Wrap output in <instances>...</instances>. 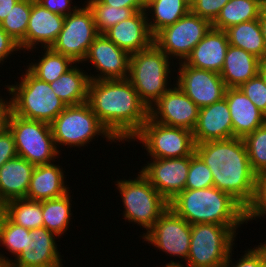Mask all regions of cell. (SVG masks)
Segmentation results:
<instances>
[{"mask_svg": "<svg viewBox=\"0 0 266 267\" xmlns=\"http://www.w3.org/2000/svg\"><path fill=\"white\" fill-rule=\"evenodd\" d=\"M87 103L119 142L131 141L149 117V109L127 78L90 80Z\"/></svg>", "mask_w": 266, "mask_h": 267, "instance_id": "obj_1", "label": "cell"}, {"mask_svg": "<svg viewBox=\"0 0 266 267\" xmlns=\"http://www.w3.org/2000/svg\"><path fill=\"white\" fill-rule=\"evenodd\" d=\"M195 152L211 170L214 186L229 193L246 210L255 202L258 176L252 171L241 138L195 144Z\"/></svg>", "mask_w": 266, "mask_h": 267, "instance_id": "obj_2", "label": "cell"}, {"mask_svg": "<svg viewBox=\"0 0 266 267\" xmlns=\"http://www.w3.org/2000/svg\"><path fill=\"white\" fill-rule=\"evenodd\" d=\"M169 207L190 225L210 223L240 227L248 223L247 210L229 193L215 186L185 189L169 202Z\"/></svg>", "mask_w": 266, "mask_h": 267, "instance_id": "obj_3", "label": "cell"}, {"mask_svg": "<svg viewBox=\"0 0 266 267\" xmlns=\"http://www.w3.org/2000/svg\"><path fill=\"white\" fill-rule=\"evenodd\" d=\"M16 85L7 86L12 103V113L26 119L51 123L66 107L50 87L28 69Z\"/></svg>", "mask_w": 266, "mask_h": 267, "instance_id": "obj_4", "label": "cell"}, {"mask_svg": "<svg viewBox=\"0 0 266 267\" xmlns=\"http://www.w3.org/2000/svg\"><path fill=\"white\" fill-rule=\"evenodd\" d=\"M169 61L166 53L154 43L149 48L130 56L127 79L148 109L170 89L168 76L171 74V62Z\"/></svg>", "mask_w": 266, "mask_h": 267, "instance_id": "obj_5", "label": "cell"}, {"mask_svg": "<svg viewBox=\"0 0 266 267\" xmlns=\"http://www.w3.org/2000/svg\"><path fill=\"white\" fill-rule=\"evenodd\" d=\"M137 176L134 180H118L116 186L125 208L124 219L148 232L168 209L169 202L140 172Z\"/></svg>", "mask_w": 266, "mask_h": 267, "instance_id": "obj_6", "label": "cell"}, {"mask_svg": "<svg viewBox=\"0 0 266 267\" xmlns=\"http://www.w3.org/2000/svg\"><path fill=\"white\" fill-rule=\"evenodd\" d=\"M237 228L210 223L192 224L186 264L194 267H223L233 250Z\"/></svg>", "mask_w": 266, "mask_h": 267, "instance_id": "obj_7", "label": "cell"}, {"mask_svg": "<svg viewBox=\"0 0 266 267\" xmlns=\"http://www.w3.org/2000/svg\"><path fill=\"white\" fill-rule=\"evenodd\" d=\"M56 148L59 145L84 147L95 136L103 135L108 141L116 142L86 102L67 106L51 123ZM58 146V147H57Z\"/></svg>", "mask_w": 266, "mask_h": 267, "instance_id": "obj_8", "label": "cell"}, {"mask_svg": "<svg viewBox=\"0 0 266 267\" xmlns=\"http://www.w3.org/2000/svg\"><path fill=\"white\" fill-rule=\"evenodd\" d=\"M9 130L14 137L17 155L34 165L51 164L60 153L54 142L51 125L47 122L26 119L12 113Z\"/></svg>", "mask_w": 266, "mask_h": 267, "instance_id": "obj_9", "label": "cell"}, {"mask_svg": "<svg viewBox=\"0 0 266 267\" xmlns=\"http://www.w3.org/2000/svg\"><path fill=\"white\" fill-rule=\"evenodd\" d=\"M138 139L151 158H180L190 156L195 151L191 130L168 126L148 117L131 141Z\"/></svg>", "mask_w": 266, "mask_h": 267, "instance_id": "obj_10", "label": "cell"}, {"mask_svg": "<svg viewBox=\"0 0 266 267\" xmlns=\"http://www.w3.org/2000/svg\"><path fill=\"white\" fill-rule=\"evenodd\" d=\"M211 27L212 24L208 20L189 11L174 24L158 31L153 37V43L165 52L170 60L173 57L184 62Z\"/></svg>", "mask_w": 266, "mask_h": 267, "instance_id": "obj_11", "label": "cell"}, {"mask_svg": "<svg viewBox=\"0 0 266 267\" xmlns=\"http://www.w3.org/2000/svg\"><path fill=\"white\" fill-rule=\"evenodd\" d=\"M98 35L93 14L85 5L65 16L63 28L51 48L75 63H83L90 45Z\"/></svg>", "mask_w": 266, "mask_h": 267, "instance_id": "obj_12", "label": "cell"}, {"mask_svg": "<svg viewBox=\"0 0 266 267\" xmlns=\"http://www.w3.org/2000/svg\"><path fill=\"white\" fill-rule=\"evenodd\" d=\"M158 250L187 260L191 240V225L170 207L160 216L152 228L141 236Z\"/></svg>", "mask_w": 266, "mask_h": 267, "instance_id": "obj_13", "label": "cell"}, {"mask_svg": "<svg viewBox=\"0 0 266 267\" xmlns=\"http://www.w3.org/2000/svg\"><path fill=\"white\" fill-rule=\"evenodd\" d=\"M176 85L199 107L224 98L226 86L220 73L194 68L179 62Z\"/></svg>", "mask_w": 266, "mask_h": 267, "instance_id": "obj_14", "label": "cell"}, {"mask_svg": "<svg viewBox=\"0 0 266 267\" xmlns=\"http://www.w3.org/2000/svg\"><path fill=\"white\" fill-rule=\"evenodd\" d=\"M140 173L168 201L185 190L189 172L190 156L180 158H152Z\"/></svg>", "mask_w": 266, "mask_h": 267, "instance_id": "obj_15", "label": "cell"}, {"mask_svg": "<svg viewBox=\"0 0 266 267\" xmlns=\"http://www.w3.org/2000/svg\"><path fill=\"white\" fill-rule=\"evenodd\" d=\"M200 108L175 84L150 108L149 117L168 126L194 130Z\"/></svg>", "mask_w": 266, "mask_h": 267, "instance_id": "obj_16", "label": "cell"}, {"mask_svg": "<svg viewBox=\"0 0 266 267\" xmlns=\"http://www.w3.org/2000/svg\"><path fill=\"white\" fill-rule=\"evenodd\" d=\"M55 236L58 237L45 227L30 230L28 244L15 260L0 254V263L10 264L11 267H62Z\"/></svg>", "mask_w": 266, "mask_h": 267, "instance_id": "obj_17", "label": "cell"}, {"mask_svg": "<svg viewBox=\"0 0 266 267\" xmlns=\"http://www.w3.org/2000/svg\"><path fill=\"white\" fill-rule=\"evenodd\" d=\"M130 54L117 47L104 34H99L90 45L84 61L89 60L98 70L90 80L126 79L129 74Z\"/></svg>", "mask_w": 266, "mask_h": 267, "instance_id": "obj_18", "label": "cell"}, {"mask_svg": "<svg viewBox=\"0 0 266 267\" xmlns=\"http://www.w3.org/2000/svg\"><path fill=\"white\" fill-rule=\"evenodd\" d=\"M148 16L145 10L137 11L103 34L130 55L145 50L153 44L154 37L148 27Z\"/></svg>", "mask_w": 266, "mask_h": 267, "instance_id": "obj_19", "label": "cell"}, {"mask_svg": "<svg viewBox=\"0 0 266 267\" xmlns=\"http://www.w3.org/2000/svg\"><path fill=\"white\" fill-rule=\"evenodd\" d=\"M195 144L233 138V125L225 98L200 108L197 124L192 131Z\"/></svg>", "mask_w": 266, "mask_h": 267, "instance_id": "obj_20", "label": "cell"}, {"mask_svg": "<svg viewBox=\"0 0 266 267\" xmlns=\"http://www.w3.org/2000/svg\"><path fill=\"white\" fill-rule=\"evenodd\" d=\"M65 16L55 14L32 0L31 14L25 35V50H33L39 43L50 48L63 28ZM34 46V47H33Z\"/></svg>", "mask_w": 266, "mask_h": 267, "instance_id": "obj_21", "label": "cell"}, {"mask_svg": "<svg viewBox=\"0 0 266 267\" xmlns=\"http://www.w3.org/2000/svg\"><path fill=\"white\" fill-rule=\"evenodd\" d=\"M224 98L232 119L233 137L244 139L266 123V116L240 88H226Z\"/></svg>", "mask_w": 266, "mask_h": 267, "instance_id": "obj_22", "label": "cell"}, {"mask_svg": "<svg viewBox=\"0 0 266 267\" xmlns=\"http://www.w3.org/2000/svg\"><path fill=\"white\" fill-rule=\"evenodd\" d=\"M229 45L226 32L211 27L184 63L194 68L220 73Z\"/></svg>", "mask_w": 266, "mask_h": 267, "instance_id": "obj_23", "label": "cell"}, {"mask_svg": "<svg viewBox=\"0 0 266 267\" xmlns=\"http://www.w3.org/2000/svg\"><path fill=\"white\" fill-rule=\"evenodd\" d=\"M35 165L22 157L8 160L0 167V204L26 198Z\"/></svg>", "mask_w": 266, "mask_h": 267, "instance_id": "obj_24", "label": "cell"}, {"mask_svg": "<svg viewBox=\"0 0 266 267\" xmlns=\"http://www.w3.org/2000/svg\"><path fill=\"white\" fill-rule=\"evenodd\" d=\"M59 164L35 165L26 198L44 201L64 196L69 192L64 172Z\"/></svg>", "mask_w": 266, "mask_h": 267, "instance_id": "obj_25", "label": "cell"}, {"mask_svg": "<svg viewBox=\"0 0 266 267\" xmlns=\"http://www.w3.org/2000/svg\"><path fill=\"white\" fill-rule=\"evenodd\" d=\"M261 60L244 49L229 45L220 76L227 88H239L258 75Z\"/></svg>", "mask_w": 266, "mask_h": 267, "instance_id": "obj_26", "label": "cell"}, {"mask_svg": "<svg viewBox=\"0 0 266 267\" xmlns=\"http://www.w3.org/2000/svg\"><path fill=\"white\" fill-rule=\"evenodd\" d=\"M76 65L50 83L54 93L69 105H79L87 102L90 78L88 73Z\"/></svg>", "mask_w": 266, "mask_h": 267, "instance_id": "obj_27", "label": "cell"}, {"mask_svg": "<svg viewBox=\"0 0 266 267\" xmlns=\"http://www.w3.org/2000/svg\"><path fill=\"white\" fill-rule=\"evenodd\" d=\"M230 45L266 60V46L259 19L242 22L225 30Z\"/></svg>", "mask_w": 266, "mask_h": 267, "instance_id": "obj_28", "label": "cell"}, {"mask_svg": "<svg viewBox=\"0 0 266 267\" xmlns=\"http://www.w3.org/2000/svg\"><path fill=\"white\" fill-rule=\"evenodd\" d=\"M266 4L262 0H230L212 23V28L225 31L231 26L259 19Z\"/></svg>", "mask_w": 266, "mask_h": 267, "instance_id": "obj_29", "label": "cell"}, {"mask_svg": "<svg viewBox=\"0 0 266 267\" xmlns=\"http://www.w3.org/2000/svg\"><path fill=\"white\" fill-rule=\"evenodd\" d=\"M148 11L152 13L150 17L153 18H147L148 27L154 36L164 27L174 24L185 16L190 11V2L188 0H155L145 8V12L148 13Z\"/></svg>", "mask_w": 266, "mask_h": 267, "instance_id": "obj_30", "label": "cell"}, {"mask_svg": "<svg viewBox=\"0 0 266 267\" xmlns=\"http://www.w3.org/2000/svg\"><path fill=\"white\" fill-rule=\"evenodd\" d=\"M4 214L13 222L26 229L43 227L42 201L17 198L5 202Z\"/></svg>", "mask_w": 266, "mask_h": 267, "instance_id": "obj_31", "label": "cell"}, {"mask_svg": "<svg viewBox=\"0 0 266 267\" xmlns=\"http://www.w3.org/2000/svg\"><path fill=\"white\" fill-rule=\"evenodd\" d=\"M71 196L66 193L59 198L42 201L43 227L58 237L69 228L71 213Z\"/></svg>", "mask_w": 266, "mask_h": 267, "instance_id": "obj_32", "label": "cell"}, {"mask_svg": "<svg viewBox=\"0 0 266 267\" xmlns=\"http://www.w3.org/2000/svg\"><path fill=\"white\" fill-rule=\"evenodd\" d=\"M45 53L37 62L27 68L39 80L52 83L76 64L71 58L55 52L51 47L44 48ZM73 64V65H72Z\"/></svg>", "mask_w": 266, "mask_h": 267, "instance_id": "obj_33", "label": "cell"}, {"mask_svg": "<svg viewBox=\"0 0 266 267\" xmlns=\"http://www.w3.org/2000/svg\"><path fill=\"white\" fill-rule=\"evenodd\" d=\"M32 0H19L7 14L0 26L11 36L20 49L25 50V35L31 14Z\"/></svg>", "mask_w": 266, "mask_h": 267, "instance_id": "obj_34", "label": "cell"}, {"mask_svg": "<svg viewBox=\"0 0 266 267\" xmlns=\"http://www.w3.org/2000/svg\"><path fill=\"white\" fill-rule=\"evenodd\" d=\"M85 3L93 14L96 30L99 34H103L110 27L129 18L135 13L132 8L112 7L103 4L100 0H87Z\"/></svg>", "mask_w": 266, "mask_h": 267, "instance_id": "obj_35", "label": "cell"}, {"mask_svg": "<svg viewBox=\"0 0 266 267\" xmlns=\"http://www.w3.org/2000/svg\"><path fill=\"white\" fill-rule=\"evenodd\" d=\"M30 230L13 223L5 214L0 221V245L16 258L28 244Z\"/></svg>", "mask_w": 266, "mask_h": 267, "instance_id": "obj_36", "label": "cell"}, {"mask_svg": "<svg viewBox=\"0 0 266 267\" xmlns=\"http://www.w3.org/2000/svg\"><path fill=\"white\" fill-rule=\"evenodd\" d=\"M252 171L259 176L266 172V123L244 139Z\"/></svg>", "mask_w": 266, "mask_h": 267, "instance_id": "obj_37", "label": "cell"}, {"mask_svg": "<svg viewBox=\"0 0 266 267\" xmlns=\"http://www.w3.org/2000/svg\"><path fill=\"white\" fill-rule=\"evenodd\" d=\"M214 186L213 175L201 157L194 151L191 154L185 189H203Z\"/></svg>", "mask_w": 266, "mask_h": 267, "instance_id": "obj_38", "label": "cell"}, {"mask_svg": "<svg viewBox=\"0 0 266 267\" xmlns=\"http://www.w3.org/2000/svg\"><path fill=\"white\" fill-rule=\"evenodd\" d=\"M239 88L266 116V85L260 75L251 78Z\"/></svg>", "mask_w": 266, "mask_h": 267, "instance_id": "obj_39", "label": "cell"}, {"mask_svg": "<svg viewBox=\"0 0 266 267\" xmlns=\"http://www.w3.org/2000/svg\"><path fill=\"white\" fill-rule=\"evenodd\" d=\"M231 257L232 250L223 267H266V241L253 249L248 248V251H245L244 255L241 256L242 258H239L235 265L232 264L233 262Z\"/></svg>", "mask_w": 266, "mask_h": 267, "instance_id": "obj_40", "label": "cell"}, {"mask_svg": "<svg viewBox=\"0 0 266 267\" xmlns=\"http://www.w3.org/2000/svg\"><path fill=\"white\" fill-rule=\"evenodd\" d=\"M230 0H193L190 2V11L211 24L219 15L223 6Z\"/></svg>", "mask_w": 266, "mask_h": 267, "instance_id": "obj_41", "label": "cell"}, {"mask_svg": "<svg viewBox=\"0 0 266 267\" xmlns=\"http://www.w3.org/2000/svg\"><path fill=\"white\" fill-rule=\"evenodd\" d=\"M264 215H266V172L258 176L257 195L254 204L247 210V221L259 217L261 219Z\"/></svg>", "mask_w": 266, "mask_h": 267, "instance_id": "obj_42", "label": "cell"}, {"mask_svg": "<svg viewBox=\"0 0 266 267\" xmlns=\"http://www.w3.org/2000/svg\"><path fill=\"white\" fill-rule=\"evenodd\" d=\"M17 156L13 134L10 130H7L4 134L0 135V167L8 160Z\"/></svg>", "mask_w": 266, "mask_h": 267, "instance_id": "obj_43", "label": "cell"}, {"mask_svg": "<svg viewBox=\"0 0 266 267\" xmlns=\"http://www.w3.org/2000/svg\"><path fill=\"white\" fill-rule=\"evenodd\" d=\"M44 8L55 14L67 16L75 12L79 7L71 6L72 0H36Z\"/></svg>", "mask_w": 266, "mask_h": 267, "instance_id": "obj_44", "label": "cell"}, {"mask_svg": "<svg viewBox=\"0 0 266 267\" xmlns=\"http://www.w3.org/2000/svg\"><path fill=\"white\" fill-rule=\"evenodd\" d=\"M19 50H21L19 43L9 36L0 26V63L4 62V59H7L14 51Z\"/></svg>", "mask_w": 266, "mask_h": 267, "instance_id": "obj_45", "label": "cell"}, {"mask_svg": "<svg viewBox=\"0 0 266 267\" xmlns=\"http://www.w3.org/2000/svg\"><path fill=\"white\" fill-rule=\"evenodd\" d=\"M12 114V103L3 98H0V135L9 130V120Z\"/></svg>", "mask_w": 266, "mask_h": 267, "instance_id": "obj_46", "label": "cell"}, {"mask_svg": "<svg viewBox=\"0 0 266 267\" xmlns=\"http://www.w3.org/2000/svg\"><path fill=\"white\" fill-rule=\"evenodd\" d=\"M103 4L112 7L132 8L135 12L145 10L142 0H100Z\"/></svg>", "mask_w": 266, "mask_h": 267, "instance_id": "obj_47", "label": "cell"}, {"mask_svg": "<svg viewBox=\"0 0 266 267\" xmlns=\"http://www.w3.org/2000/svg\"><path fill=\"white\" fill-rule=\"evenodd\" d=\"M19 0H0V23L6 18L7 14L11 11V8Z\"/></svg>", "mask_w": 266, "mask_h": 267, "instance_id": "obj_48", "label": "cell"}, {"mask_svg": "<svg viewBox=\"0 0 266 267\" xmlns=\"http://www.w3.org/2000/svg\"><path fill=\"white\" fill-rule=\"evenodd\" d=\"M259 23L261 26V30H262V35L264 38V43L266 46V5L264 6V8L261 11L260 17H259Z\"/></svg>", "mask_w": 266, "mask_h": 267, "instance_id": "obj_49", "label": "cell"}, {"mask_svg": "<svg viewBox=\"0 0 266 267\" xmlns=\"http://www.w3.org/2000/svg\"><path fill=\"white\" fill-rule=\"evenodd\" d=\"M258 74L263 79L265 85H266V60H261L259 65V72Z\"/></svg>", "mask_w": 266, "mask_h": 267, "instance_id": "obj_50", "label": "cell"}, {"mask_svg": "<svg viewBox=\"0 0 266 267\" xmlns=\"http://www.w3.org/2000/svg\"><path fill=\"white\" fill-rule=\"evenodd\" d=\"M164 267H184L183 264L180 263V261H178V263L175 261H170V263H168L166 266ZM185 267H194V266H191L189 264L185 265Z\"/></svg>", "mask_w": 266, "mask_h": 267, "instance_id": "obj_51", "label": "cell"}, {"mask_svg": "<svg viewBox=\"0 0 266 267\" xmlns=\"http://www.w3.org/2000/svg\"><path fill=\"white\" fill-rule=\"evenodd\" d=\"M153 1H155V0H142L144 8H146Z\"/></svg>", "mask_w": 266, "mask_h": 267, "instance_id": "obj_52", "label": "cell"}, {"mask_svg": "<svg viewBox=\"0 0 266 267\" xmlns=\"http://www.w3.org/2000/svg\"><path fill=\"white\" fill-rule=\"evenodd\" d=\"M3 215H4L3 206L0 204V221H1L2 217H3Z\"/></svg>", "mask_w": 266, "mask_h": 267, "instance_id": "obj_53", "label": "cell"}, {"mask_svg": "<svg viewBox=\"0 0 266 267\" xmlns=\"http://www.w3.org/2000/svg\"><path fill=\"white\" fill-rule=\"evenodd\" d=\"M0 267H11V265L10 264L0 263Z\"/></svg>", "mask_w": 266, "mask_h": 267, "instance_id": "obj_54", "label": "cell"}]
</instances>
